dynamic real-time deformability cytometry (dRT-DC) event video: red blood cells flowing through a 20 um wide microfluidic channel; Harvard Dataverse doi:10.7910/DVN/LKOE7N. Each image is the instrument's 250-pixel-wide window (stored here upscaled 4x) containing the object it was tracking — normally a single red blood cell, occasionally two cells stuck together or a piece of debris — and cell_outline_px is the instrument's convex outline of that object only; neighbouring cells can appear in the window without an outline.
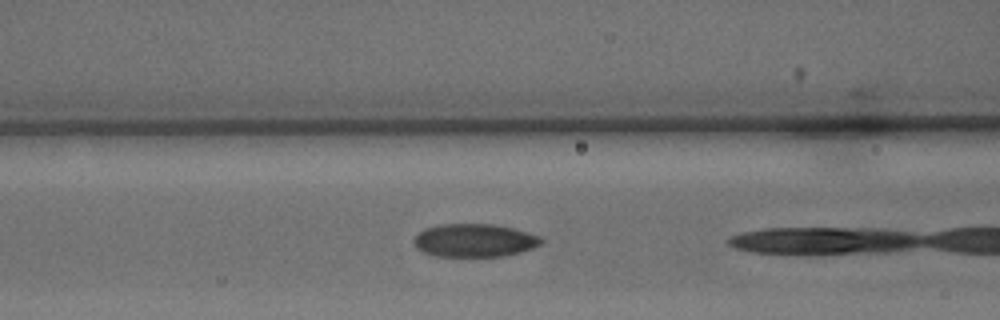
{"species": "common noctule bat (a hibernating species)", "species_latin": "Nyctalus noctula", "temperature_condition": "warm", "stored_images_in_passage": 9, "camera_frame_rate_fps": 3000, "um_per_image_px": 0.085, "animal": {"sex": "male", "body_mass_g": 15.6}, "frame": {"image": 1, "passage_image": 4, "time_ms": 1.0, "image_size_px": [1000, 320], "cell_outline_px": [[544, 240], [540, 244], [532, 248], [520, 252], [504, 256], [436, 256], [424, 252], [416, 248], [416, 236], [424, 228], [440, 224], [492, 224], [512, 228], [528, 232], [540, 236]], "centroid_in_image_um": [40.35, 20.43], "position_along_channel_um": 126.2, "area_um2": 24.39}}
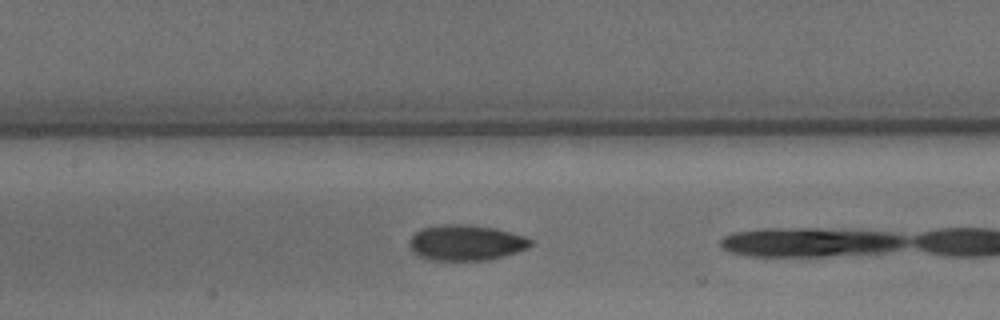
{"frame": {"image": 2, "passage_image": 7, "time_ms": 2.0, "image_size_px": [1000, 320], "cell_outline_px": [[532, 244], [528, 248], [504, 256], [488, 260], [432, 260], [420, 256], [412, 252], [408, 244], [408, 240], [420, 228], [440, 224], [468, 224], [492, 228], [524, 236], [532, 240]], "centroid_in_image_um": [39.56, 20.62], "position_along_channel_um": 167.8, "area_um2": 25.2}}